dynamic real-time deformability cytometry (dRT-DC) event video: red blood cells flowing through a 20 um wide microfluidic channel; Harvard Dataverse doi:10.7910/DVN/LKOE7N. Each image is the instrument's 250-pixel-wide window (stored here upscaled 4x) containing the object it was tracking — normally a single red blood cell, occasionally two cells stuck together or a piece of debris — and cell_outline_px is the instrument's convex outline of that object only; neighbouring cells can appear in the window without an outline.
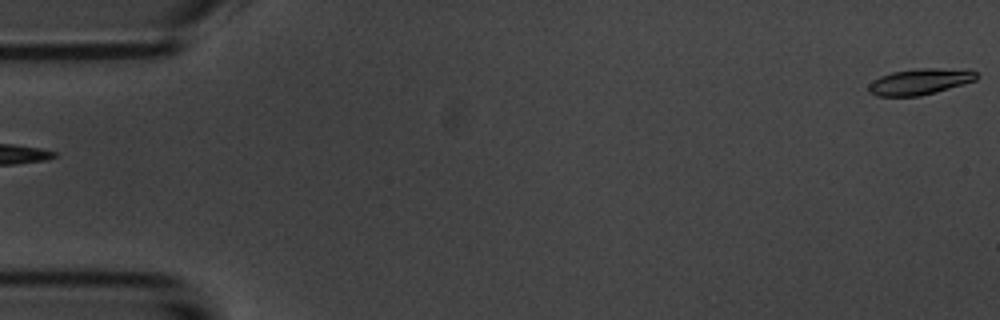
{"species": "common noctule bat (a hibernating species)", "species_latin": "Nyctalus noctula", "temperature_condition": "room temperature", "stored_images_in_passage": 55, "camera_frame_rate_fps": 3000, "um_per_image_px": 0.085, "animal": {"sex": "male", "body_mass_g": 20.1, "forearm_length_mm": 53.5}, "frame": {"image": 1, "passage_image": 1, "time_ms": 0.0, "image_size_px": [1000, 320], "cell_outline_px": [[980, 76], [976, 80], [964, 84], [936, 92], [920, 96], [876, 96], [868, 92], [868, 84], [872, 80], [880, 76], [892, 72], [920, 68], [968, 68], [976, 72]], "centroid_in_image_um": [78.23, 6.92], "position_along_channel_um": 6.8, "area_um2": 16.76}}
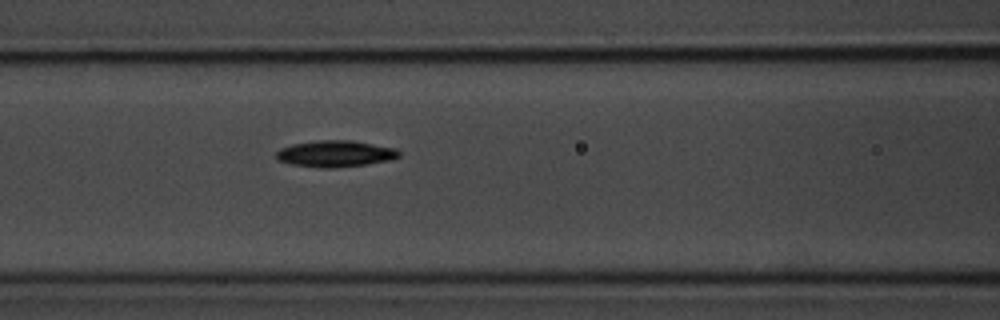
{"frame": {"image": 2, "passage_image": 23, "time_ms": 7.333, "image_size_px": [1000, 320], "cell_outline_px": [[400, 156], [388, 160], [368, 164], [336, 168], [320, 168], [292, 164], [276, 160], [276, 152], [280, 148], [292, 144], [320, 140], [352, 140], [396, 148], [400, 152]], "centroid_in_image_um": [28.49, 13.07], "position_along_channel_um": 138.1, "area_um2": 19.02}}
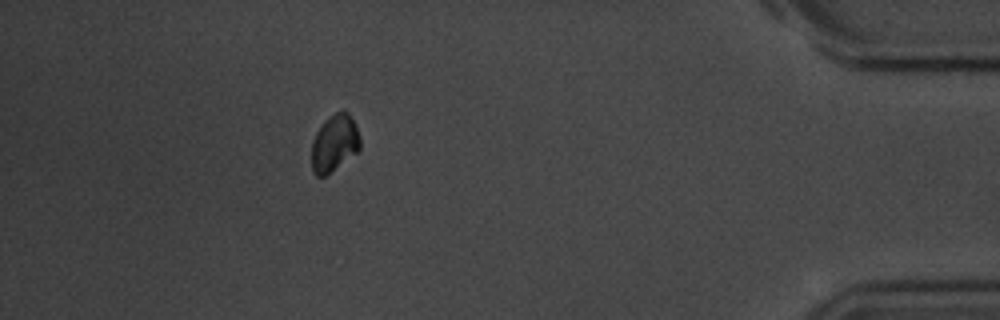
{"frame": {"image": 3, "passage_image": 49, "time_ms": 16.0, "image_size_px": [1000, 320], "cell_outline_px": [[360, 148], [356, 152], [324, 176], [316, 176], [312, 172], [312, 140], [316, 132], [336, 112], [344, 108], [348, 112], [356, 124], [360, 136]], "centroid_in_image_um": [28.44, 12.15], "position_along_channel_um": 406.8, "area_um2": 15.78}, "authors_computed_cell_mechanics": {"area_um2": 17.2822, "velocity_mm_per_s": 3.6995, "shape_relaxation_time_tau1_ms": 1.9982, "shape_relaxation_time_tau2_ms": null, "deformation_change_tau1": 0.0875, "deformation_change_tau2": null}}